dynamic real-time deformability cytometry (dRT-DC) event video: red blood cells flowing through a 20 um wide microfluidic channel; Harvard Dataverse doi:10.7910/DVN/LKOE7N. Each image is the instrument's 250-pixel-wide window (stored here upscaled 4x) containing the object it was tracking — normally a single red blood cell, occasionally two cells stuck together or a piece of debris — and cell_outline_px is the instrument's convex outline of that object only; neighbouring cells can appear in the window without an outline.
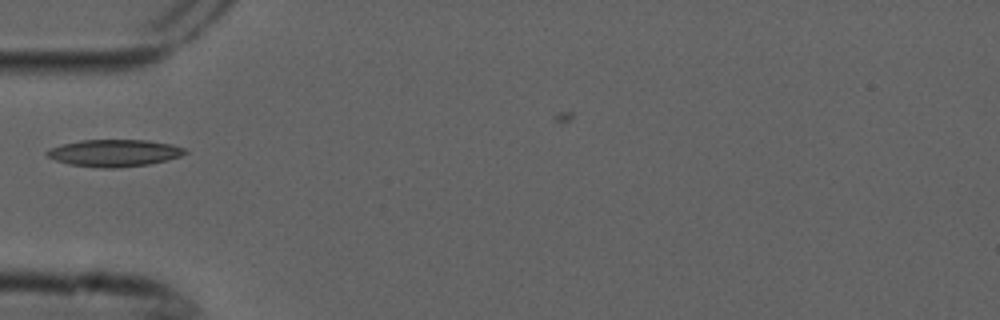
{"species": "common noctule bat (a hibernating species)", "species_latin": "Nyctalus noctula", "temperature_condition": "cold", "stored_images_in_passage": 3, "camera_frame_rate_fps": 3000, "um_per_image_px": 0.085, "animal": {"sex": "male", "forearm_length_mm": 52.5}, "frame": {"image": 1, "passage_image": 1, "time_ms": 0.0, "image_size_px": [1000, 320], "cell_outline_px": [[188, 152], [180, 156], [168, 160], [148, 164], [116, 168], [100, 168], [68, 164], [56, 160], [48, 156], [44, 152], [48, 148], [80, 140], [148, 140], [172, 144], [184, 148]], "centroid_in_image_um": [9.71, 13.0], "position_along_channel_um": 75.3, "area_um2": 21.79}}
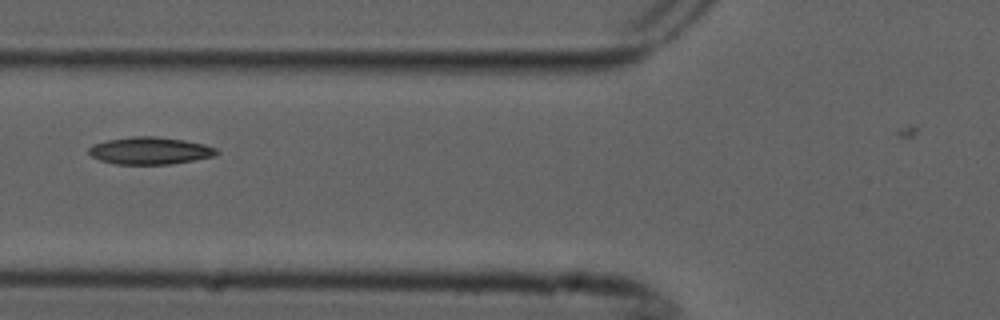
{"frame": {"image": 2, "passage_image": 2, "time_ms": 0.333, "image_size_px": [1000, 320], "cell_outline_px": [[220, 152], [216, 156], [168, 164], [116, 164], [100, 160], [92, 156], [88, 152], [88, 148], [92, 144], [108, 140], [132, 136], [156, 136], [184, 140], [204, 144], [216, 148]], "centroid_in_image_um": [12.75, 12.8], "position_along_channel_um": 113.1, "area_um2": 20.29}}